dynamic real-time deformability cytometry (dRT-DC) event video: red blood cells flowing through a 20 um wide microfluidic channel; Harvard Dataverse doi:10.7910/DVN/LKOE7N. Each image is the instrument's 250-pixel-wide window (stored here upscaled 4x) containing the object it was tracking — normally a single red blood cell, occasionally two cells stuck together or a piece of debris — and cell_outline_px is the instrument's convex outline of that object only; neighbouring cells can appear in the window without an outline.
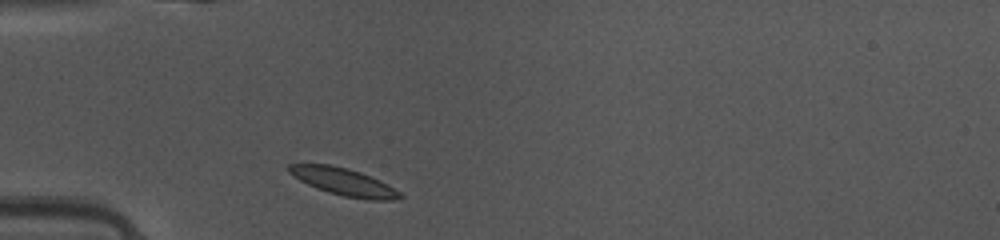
{"species": "common noctule bat (a hibernating species)", "species_latin": "Nyctalus noctula", "temperature_condition": "warm", "stored_images_in_passage": 35, "camera_frame_rate_fps": 3000, "um_per_image_px": 0.085, "animal": {"sex": "female", "body_mass_g": 10.0, "forearm_length_mm": 53.1}, "frame": {"image": 1, "passage_image": 1, "time_ms": 0.0, "image_size_px": [1000, 240], "cell_outline_px": [[404, 196], [392, 200], [372, 200], [344, 196], [328, 192], [316, 188], [300, 180], [288, 172], [288, 164], [328, 164], [348, 168], [360, 172], [380, 180], [388, 184], [400, 192]], "centroid_in_image_um": [29.22, 15.45], "position_along_channel_um": 55.8, "area_um2": 17.57}}
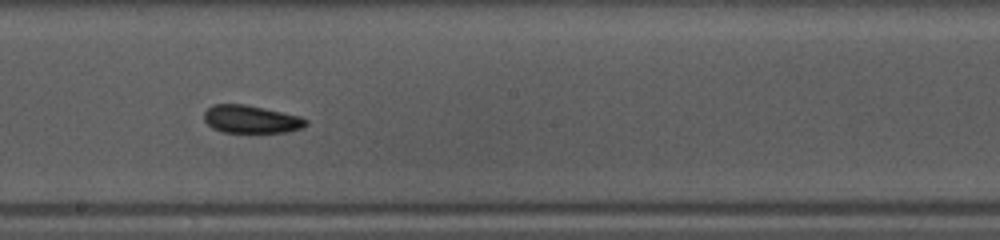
{"frame": {"image": 2, "passage_image": 14, "time_ms": 4.333, "image_size_px": [1000, 240], "cell_outline_px": [[308, 124], [304, 128], [288, 132], [220, 132], [212, 128], [204, 120], [204, 112], [212, 104], [244, 104], [264, 108], [300, 116], [308, 120]], "centroid_in_image_um": [21.35, 10.14], "position_along_channel_um": 226.8, "area_um2": 16.65}}
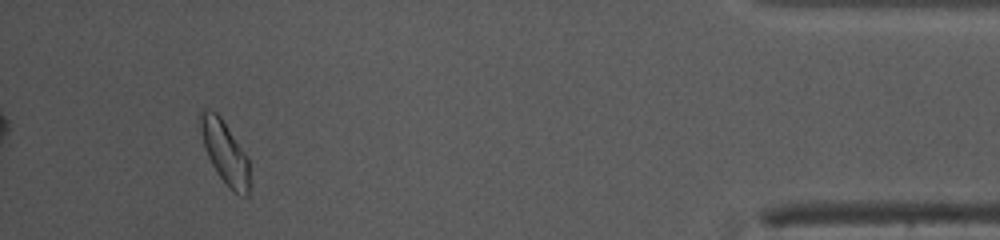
{"frame": {"image": 3, "passage_image": 32, "time_ms": 10.333, "image_size_px": [1000, 240], "cell_outline_px": [[252, 188], [248, 196], [240, 196], [232, 192], [228, 188], [212, 164], [208, 156], [204, 144], [200, 128], [200, 108], [208, 108], [216, 112], [220, 116], [248, 156], [252, 184]], "centroid_in_image_um": [19.18, 13.01], "position_along_channel_um": 416.0, "area_um2": 18.5}, "authors_computed_cell_mechanics": {"area_um2": 17.3978, "velocity_mm_per_s": 4.1121, "shape_relaxation_time_tau1_ms": 5.4118, "shape_relaxation_time_tau2_ms": 2.6045, "deformation_change_tau1": 0.0922, "deformation_change_tau2": 0.0875}}